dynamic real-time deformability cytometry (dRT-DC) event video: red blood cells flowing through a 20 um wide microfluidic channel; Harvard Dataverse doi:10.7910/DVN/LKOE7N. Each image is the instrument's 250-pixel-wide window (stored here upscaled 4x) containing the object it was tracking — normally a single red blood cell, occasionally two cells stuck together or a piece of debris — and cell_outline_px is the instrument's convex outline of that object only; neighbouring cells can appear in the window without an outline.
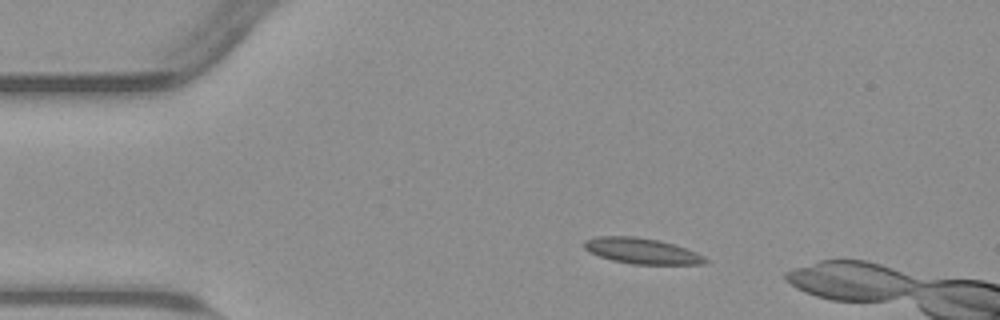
{"species": "common noctule bat (a hibernating species)", "species_latin": "Nyctalus noctula", "temperature_condition": "warm", "stored_images_in_passage": 14, "camera_frame_rate_fps": 3000, "um_per_image_px": 0.085, "animal": {"sex": "male", "body_mass_g": 23.1, "forearm_length_mm": 52.7}, "frame": {"image": 1, "passage_image": 7, "time_ms": 2.0, "image_size_px": [1000, 320], "cell_outline_px": [[708, 260], [704, 264], [632, 264], [612, 260], [588, 252], [584, 248], [584, 240], [596, 236], [636, 236], [660, 240], [696, 252], [704, 256]], "centroid_in_image_um": [54.52, 21.32], "position_along_channel_um": 30.5, "area_um2": 18.15}}